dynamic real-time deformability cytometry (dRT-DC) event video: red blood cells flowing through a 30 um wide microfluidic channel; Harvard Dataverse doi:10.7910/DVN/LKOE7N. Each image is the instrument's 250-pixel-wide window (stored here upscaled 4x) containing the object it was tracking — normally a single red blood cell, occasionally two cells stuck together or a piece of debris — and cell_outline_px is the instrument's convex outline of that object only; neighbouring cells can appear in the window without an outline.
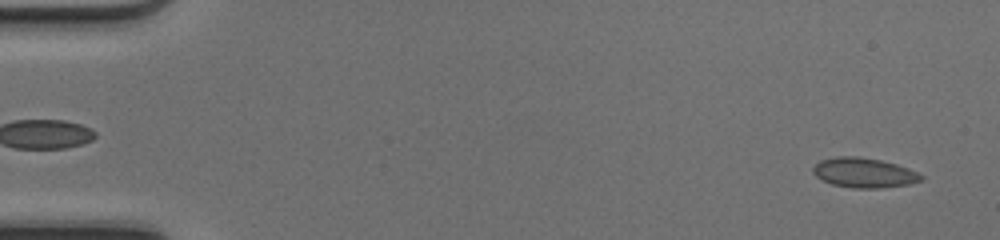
{"species": "common noctule bat (a hibernating species)", "species_latin": "Nyctalus noctula", "temperature_condition": "cold", "stored_images_in_passage": 49, "camera_frame_rate_fps": 3000, "um_per_image_px": 0.085, "animal": {"sex": "female", "body_mass_g": 17.0, "forearm_length_mm": 48.0}, "frame": {"image": 1, "passage_image": 2, "time_ms": 0.333, "image_size_px": [1000, 240], "cell_outline_px": [[924, 180], [908, 184], [880, 188], [852, 188], [832, 184], [816, 176], [812, 172], [812, 168], [820, 160], [836, 156], [860, 156], [880, 160], [896, 164], [908, 168], [924, 176]], "centroid_in_image_um": [73.44, 14.68], "position_along_channel_um": 11.6, "area_um2": 18.79}}
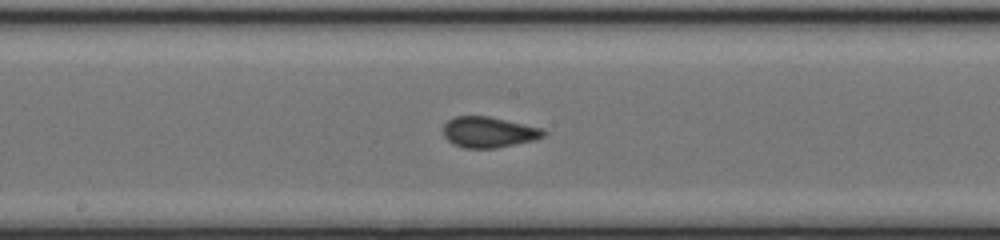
{"frame": {"image": 2, "passage_image": 26, "time_ms": 8.333, "image_size_px": [1000, 240], "cell_outline_px": [[548, 132], [544, 136], [536, 140], [496, 148], [464, 148], [452, 144], [444, 136], [444, 124], [452, 116], [488, 116], [544, 128]], "centroid_in_image_um": [41.57, 11.23], "position_along_channel_um": 206.6, "area_um2": 18.21}}
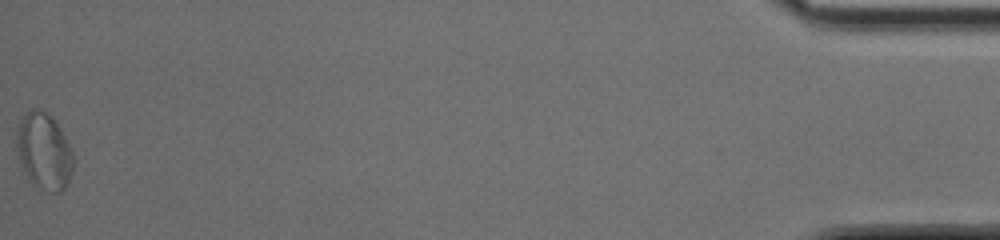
{"frame": {"image": 3, "passage_image": 49, "time_ms": 16.0, "image_size_px": [1000, 240], "cell_outline_px": [[72, 172], [64, 188], [60, 192], [52, 192], [36, 188], [28, 180], [20, 160], [16, 148], [16, 128], [20, 120], [32, 108], [36, 108], [44, 112], [56, 124], [64, 136], [72, 152]], "centroid_in_image_um": [3.7, 12.9], "position_along_channel_um": 431.5, "area_um2": 24.85}, "authors_computed_cell_mechanics": {"area_um2": 18.0914, "velocity_mm_per_s": 4.2256, "shape_relaxation_time_tau1_ms": null, "shape_relaxation_time_tau2_ms": 0.6581, "deformation_change_tau1": null, "deformation_change_tau2": 0.028}}